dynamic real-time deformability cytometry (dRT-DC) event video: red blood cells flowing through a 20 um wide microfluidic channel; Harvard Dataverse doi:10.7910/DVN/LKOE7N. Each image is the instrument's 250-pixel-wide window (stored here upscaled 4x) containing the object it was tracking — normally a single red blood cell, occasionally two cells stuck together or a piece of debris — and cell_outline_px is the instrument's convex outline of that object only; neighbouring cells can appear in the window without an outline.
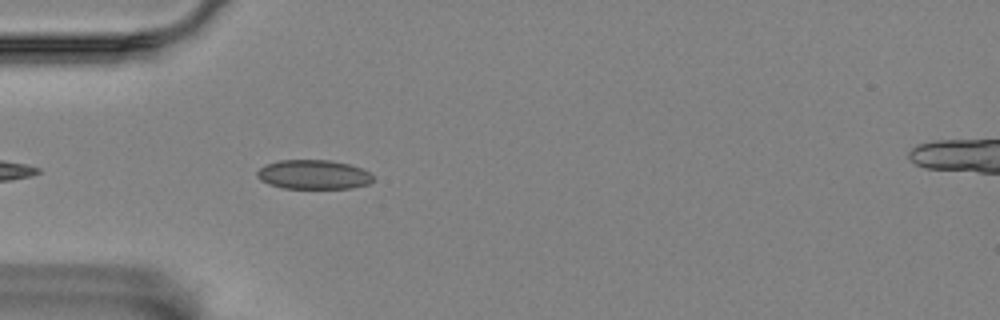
{"species": "Egyptian fruit bat (a non-hibernating species)", "species_latin": "Rousettus aegyptiacus", "temperature_condition": "room temperature", "stored_images_in_passage": 5, "camera_frame_rate_fps": 3000, "um_per_image_px": 0.085, "animal": {"sex": "female"}, "frame": {"image": 1, "passage_image": 5, "time_ms": 1.333, "image_size_px": [1000, 320], "cell_outline_px": [[372, 180], [368, 184], [352, 188], [284, 188], [268, 184], [260, 180], [256, 176], [256, 172], [264, 164], [280, 160], [328, 160], [348, 164], [360, 168], [368, 172], [372, 176]], "centroid_in_image_um": [26.59, 14.84], "position_along_channel_um": 58.4, "area_um2": 19.71}}